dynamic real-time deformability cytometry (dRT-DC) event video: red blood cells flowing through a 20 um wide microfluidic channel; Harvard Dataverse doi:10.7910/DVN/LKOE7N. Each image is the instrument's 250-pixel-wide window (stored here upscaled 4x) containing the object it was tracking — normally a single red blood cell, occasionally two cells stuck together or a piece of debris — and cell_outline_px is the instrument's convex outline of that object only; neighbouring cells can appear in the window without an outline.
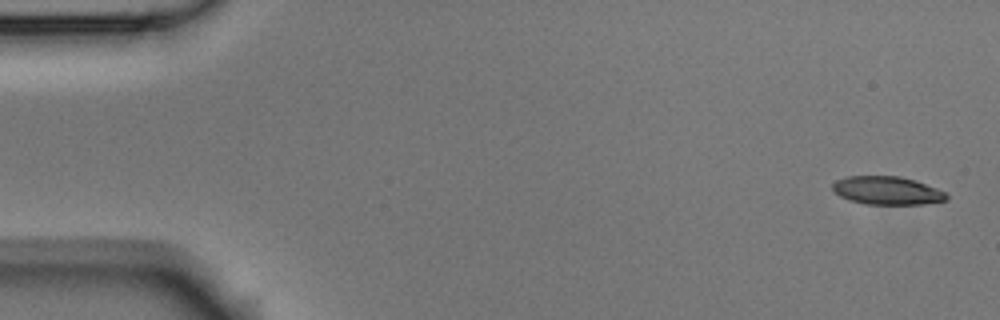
{"species": "Egyptian fruit bat (a non-hibernating species)", "species_latin": "Rousettus aegyptiacus", "temperature_condition": "room temperature", "stored_images_in_passage": 5, "camera_frame_rate_fps": 3000, "um_per_image_px": 0.085, "animal": {"sex": "male"}, "frame": {"image": 1, "passage_image": 1, "time_ms": 0.0, "image_size_px": [1000, 320], "cell_outline_px": [[948, 200], [924, 204], [864, 204], [848, 200], [840, 196], [832, 188], [832, 184], [836, 180], [848, 176], [900, 176], [916, 180], [936, 188], [944, 192], [948, 196]], "centroid_in_image_um": [75.4, 16.19], "position_along_channel_um": 9.6, "area_um2": 18.79}}
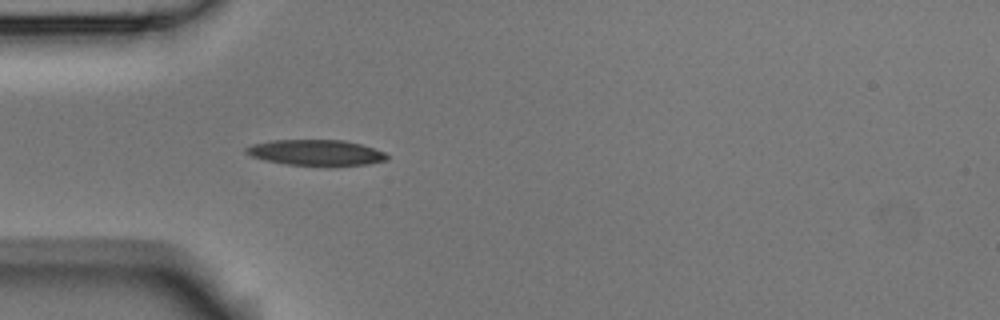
{"frame": {"image": 2, "passage_image": 5, "time_ms": 1.333, "image_size_px": [1000, 320], "cell_outline_px": [[388, 160], [368, 164], [288, 164], [268, 160], [252, 156], [244, 152], [244, 148], [252, 144], [272, 140], [344, 140], [360, 144], [384, 152], [388, 156]], "centroid_in_image_um": [26.84, 12.94], "position_along_channel_um": 58.2, "area_um2": 20.46}}